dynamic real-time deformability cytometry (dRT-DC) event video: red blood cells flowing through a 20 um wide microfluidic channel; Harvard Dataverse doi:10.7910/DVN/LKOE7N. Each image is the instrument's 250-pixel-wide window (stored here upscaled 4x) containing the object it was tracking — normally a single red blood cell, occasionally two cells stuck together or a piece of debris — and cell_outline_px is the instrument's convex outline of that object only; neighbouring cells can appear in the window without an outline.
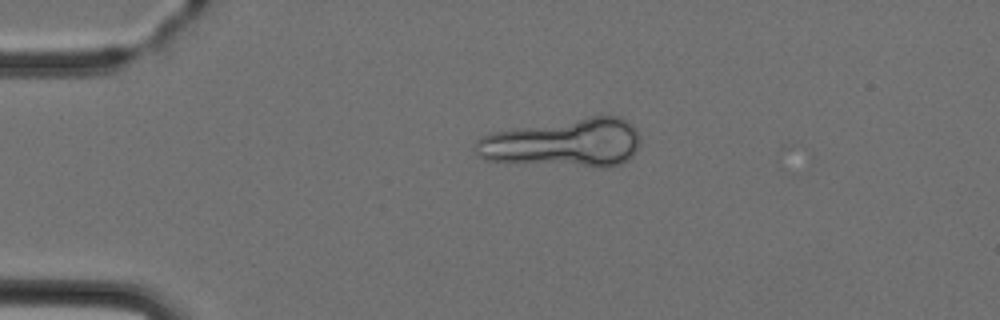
{"species": "Egyptian fruit bat (a non-hibernating species)", "species_latin": "Rousettus aegyptiacus", "temperature_condition": "cold", "stored_images_in_passage": 2, "camera_frame_rate_fps": 3000, "um_per_image_px": 0.085, "animal": {"sex": "female"}, "frame": {"image": 1, "passage_image": 1, "time_ms": 0.0, "image_size_px": [1000, 320], "cell_outline_px": [[640, 140], [636, 152], [628, 160], [620, 164], [608, 168], [596, 168], [488, 160], [480, 156], [476, 152], [476, 140], [480, 136], [492, 132], [592, 116], [620, 116], [632, 124], [636, 128]], "centroid_in_image_um": [48.0, 12.16], "position_along_channel_um": 37.0, "area_um2": 46.53}}